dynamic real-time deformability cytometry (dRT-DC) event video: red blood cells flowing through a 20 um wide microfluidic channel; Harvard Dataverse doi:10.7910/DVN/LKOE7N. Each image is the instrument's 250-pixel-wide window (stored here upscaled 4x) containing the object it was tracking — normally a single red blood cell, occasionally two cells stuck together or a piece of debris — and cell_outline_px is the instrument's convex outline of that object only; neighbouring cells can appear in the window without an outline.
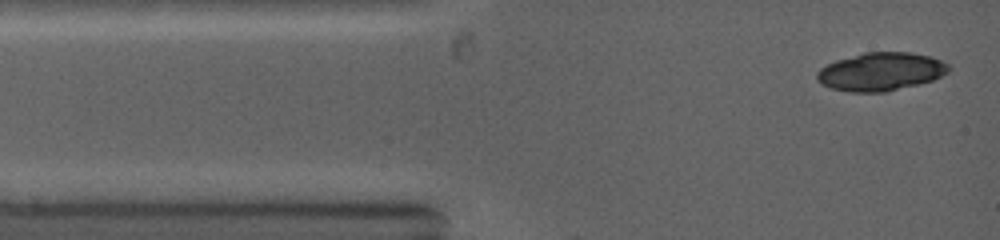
{"species": "common noctule bat (a hibernating species)", "species_latin": "Nyctalus noctula", "temperature_condition": "warm", "stored_images_in_passage": 4, "camera_frame_rate_fps": 5000, "um_per_image_px": 0.085, "animal": {"sex": "female", "body_mass_g": 19.0, "forearm_length_mm": 53.3}, "frame": {"image": 1, "passage_image": 1, "time_ms": 0.0, "image_size_px": [1000, 240], "cell_outline_px": [[948, 72], [932, 80], [884, 92], [848, 92], [832, 88], [820, 84], [816, 80], [816, 72], [820, 68], [836, 60], [864, 52], [912, 52], [932, 56], [948, 64]], "centroid_in_image_um": [74.83, 6.08], "position_along_channel_um": 10.2, "area_um2": 29.25}}